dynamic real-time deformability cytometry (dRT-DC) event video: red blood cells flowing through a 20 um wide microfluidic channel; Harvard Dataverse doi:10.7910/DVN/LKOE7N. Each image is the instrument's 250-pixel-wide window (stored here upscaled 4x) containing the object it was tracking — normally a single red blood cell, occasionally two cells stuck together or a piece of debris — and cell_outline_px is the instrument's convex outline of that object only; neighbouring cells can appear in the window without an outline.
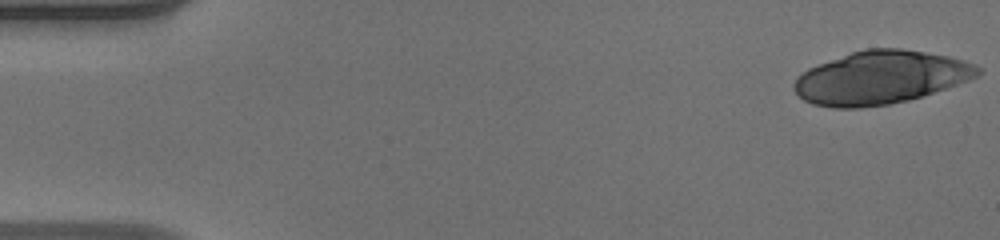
{"species": "human", "species_latin": "Homo sapiens", "temperature_condition": "warm", "stored_images_in_passage": 20, "camera_frame_rate_fps": 3000, "um_per_image_px": 0.085, "donor": {"sex": "male"}, "frame": {"image": 1, "passage_image": 1, "time_ms": 0.0, "image_size_px": [1000, 240], "cell_outline_px": [[980, 72], [976, 76], [968, 80], [908, 100], [888, 104], [860, 108], [832, 108], [812, 104], [804, 100], [796, 92], [792, 84], [808, 68], [852, 52], [868, 48], [900, 48], [948, 56], [976, 64], [980, 68]], "centroid_in_image_um": [74.83, 6.59], "position_along_channel_um": 10.2, "area_um2": 56.18}}
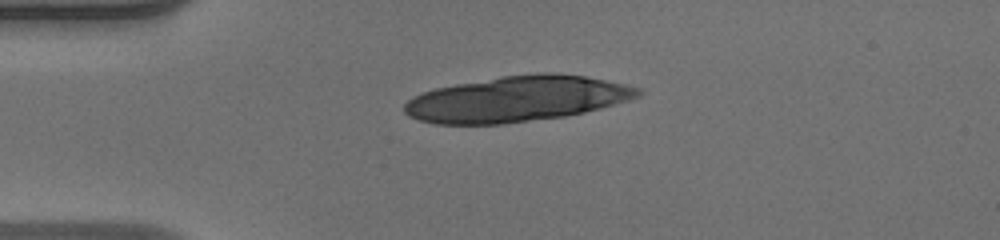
{"frame": {"image": 2, "passage_image": 12, "time_ms": 3.667, "image_size_px": [1000, 240], "cell_outline_px": [[644, 92], [640, 96], [628, 100], [600, 108], [584, 112], [564, 116], [500, 124], [436, 124], [420, 120], [408, 116], [404, 112], [404, 104], [412, 96], [436, 88], [456, 84], [504, 76], [536, 72], [552, 72], [584, 76], [624, 84], [640, 88]], "centroid_in_image_um": [43.93, 8.4], "position_along_channel_um": 41.1, "area_um2": 61.79}}